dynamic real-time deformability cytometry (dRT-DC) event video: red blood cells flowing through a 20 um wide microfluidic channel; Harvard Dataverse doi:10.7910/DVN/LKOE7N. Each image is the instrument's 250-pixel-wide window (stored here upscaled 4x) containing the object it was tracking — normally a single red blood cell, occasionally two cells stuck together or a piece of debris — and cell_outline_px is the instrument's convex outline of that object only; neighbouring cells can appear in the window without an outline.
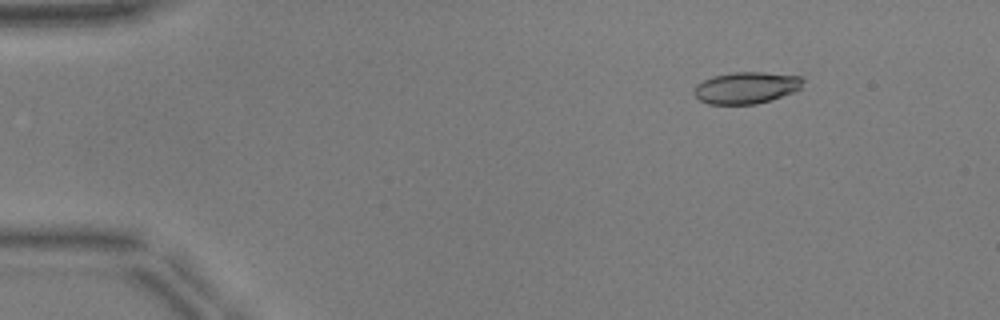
{"species": "common noctule bat (a hibernating species)", "species_latin": "Nyctalus noctula", "temperature_condition": "warm", "stored_images_in_passage": 51, "camera_frame_rate_fps": 3000, "um_per_image_px": 0.085, "animal": {"sex": "male", "body_mass_g": 17.9, "forearm_length_mm": 54.2}, "frame": {"image": 1, "passage_image": 7, "time_ms": 2.0, "image_size_px": [1000, 320], "cell_outline_px": [[804, 80], [800, 88], [796, 92], [756, 104], [708, 104], [700, 100], [696, 96], [696, 84], [712, 76], [732, 72], [764, 72], [804, 76]], "centroid_in_image_um": [63.49, 7.45], "position_along_channel_um": 21.5, "area_um2": 20.17}}
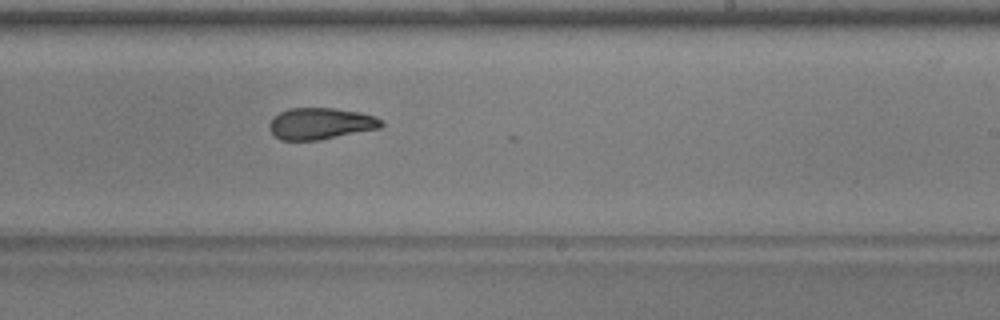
{"frame": {"image": 2, "passage_image": 32, "time_ms": 10.333, "image_size_px": [1000, 320], "cell_outline_px": [[384, 124], [380, 128], [320, 140], [280, 140], [268, 128], [268, 124], [280, 112], [288, 108], [332, 108], [360, 112], [376, 116], [384, 120]], "centroid_in_image_um": [27.29, 10.5], "position_along_channel_um": 261.7, "area_um2": 20.63}}
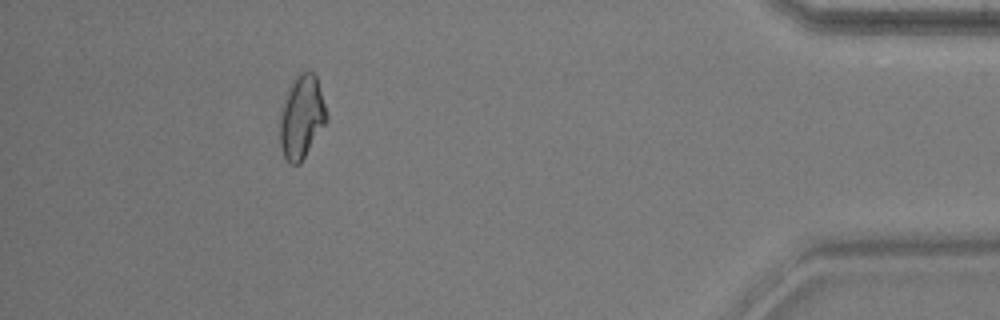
{"frame": {"image": 3, "passage_image": 47, "time_ms": 15.333, "image_size_px": [1000, 320], "cell_outline_px": [[328, 120], [300, 164], [288, 164], [280, 148], [280, 108], [288, 88], [296, 72], [312, 72], [316, 76], [328, 116]], "centroid_in_image_um": [25.62, 9.94], "position_along_channel_um": 409.6, "area_um2": 22.89}, "authors_computed_cell_mechanics": {"area_um2": 20.9814, "velocity_mm_per_s": 3.9509, "shape_relaxation_time_tau1_ms": 9.6431, "shape_relaxation_time_tau2_ms": 1.8285, "deformation_change_tau1": 0.2715, "deformation_change_tau2": 0.0884}}